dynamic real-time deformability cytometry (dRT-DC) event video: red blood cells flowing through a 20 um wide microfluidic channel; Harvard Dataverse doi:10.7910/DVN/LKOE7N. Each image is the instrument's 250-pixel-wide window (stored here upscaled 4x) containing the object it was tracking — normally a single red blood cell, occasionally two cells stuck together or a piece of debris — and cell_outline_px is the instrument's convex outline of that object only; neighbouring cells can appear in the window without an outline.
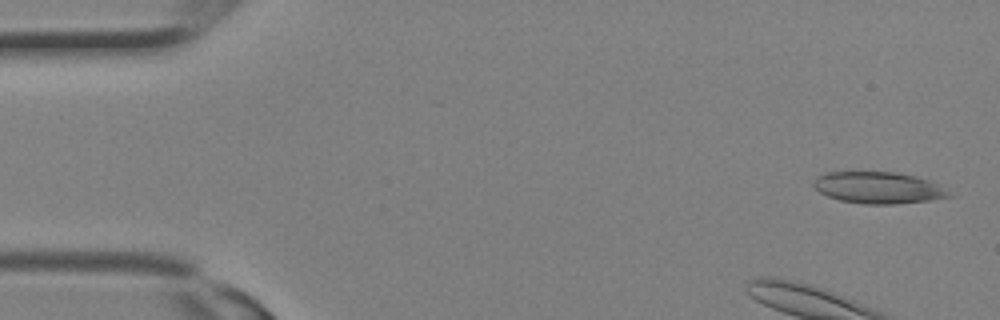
{"species": "Egyptian fruit bat (a non-hibernating species)", "species_latin": "Rousettus aegyptiacus", "temperature_condition": "room temperature", "stored_images_in_passage": 10, "camera_frame_rate_fps": 3000, "um_per_image_px": 0.085, "animal": {"sex": "female"}, "frame": {"image": 1, "passage_image": 1, "time_ms": 0.0, "image_size_px": [1000, 320], "cell_outline_px": [[956, 196], [928, 200], [896, 204], [864, 204], [840, 200], [828, 196], [820, 192], [812, 184], [816, 176], [828, 172], [896, 172], [916, 176], [928, 180], [936, 184]], "centroid_in_image_um": [74.65, 15.95], "position_along_channel_um": 10.3, "area_um2": 24.85}}
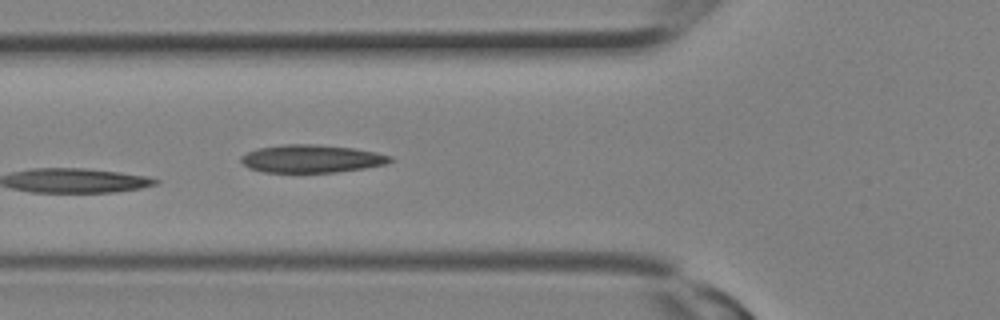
{"frame": {"image": 2, "passage_image": 10, "time_ms": 3.0, "image_size_px": [1000, 320], "cell_outline_px": [[396, 160], [384, 164], [364, 168], [336, 172], [264, 172], [248, 168], [240, 160], [240, 156], [248, 152], [260, 148], [284, 144], [316, 144], [352, 148], [376, 152], [392, 156]], "centroid_in_image_um": [26.49, 13.49], "position_along_channel_um": 99.3, "area_um2": 24.16}}